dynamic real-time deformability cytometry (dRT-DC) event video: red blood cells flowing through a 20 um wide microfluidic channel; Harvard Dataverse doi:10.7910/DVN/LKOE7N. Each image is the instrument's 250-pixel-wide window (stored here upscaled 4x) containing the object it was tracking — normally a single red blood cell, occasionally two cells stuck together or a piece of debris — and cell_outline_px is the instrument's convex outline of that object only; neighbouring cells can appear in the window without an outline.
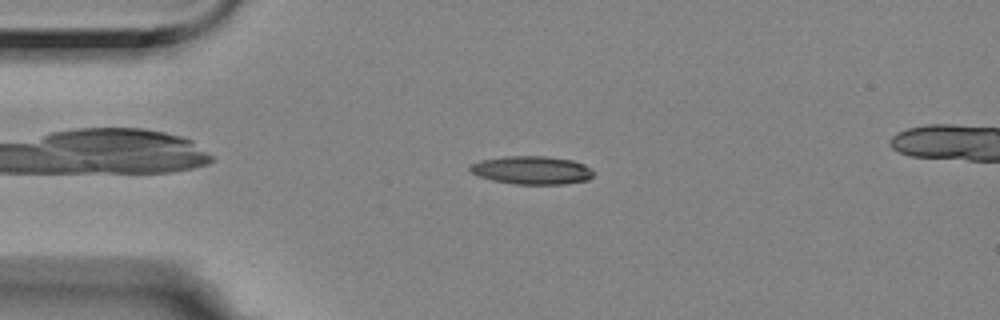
{"species": "Egyptian fruit bat (a non-hibernating species)", "species_latin": "Rousettus aegyptiacus", "temperature_condition": "room temperature", "stored_images_in_passage": 4, "camera_frame_rate_fps": 3000, "um_per_image_px": 0.085, "animal": {"sex": "female"}, "frame": {"image": 1, "passage_image": 2, "time_ms": 0.333, "image_size_px": [1000, 320], "cell_outline_px": [[592, 176], [588, 180], [564, 184], [512, 184], [492, 180], [476, 176], [468, 168], [472, 164], [480, 160], [504, 156], [548, 156], [572, 160], [584, 164], [592, 168]], "centroid_in_image_um": [45.19, 14.46], "position_along_channel_um": 39.8, "area_um2": 20.46}}